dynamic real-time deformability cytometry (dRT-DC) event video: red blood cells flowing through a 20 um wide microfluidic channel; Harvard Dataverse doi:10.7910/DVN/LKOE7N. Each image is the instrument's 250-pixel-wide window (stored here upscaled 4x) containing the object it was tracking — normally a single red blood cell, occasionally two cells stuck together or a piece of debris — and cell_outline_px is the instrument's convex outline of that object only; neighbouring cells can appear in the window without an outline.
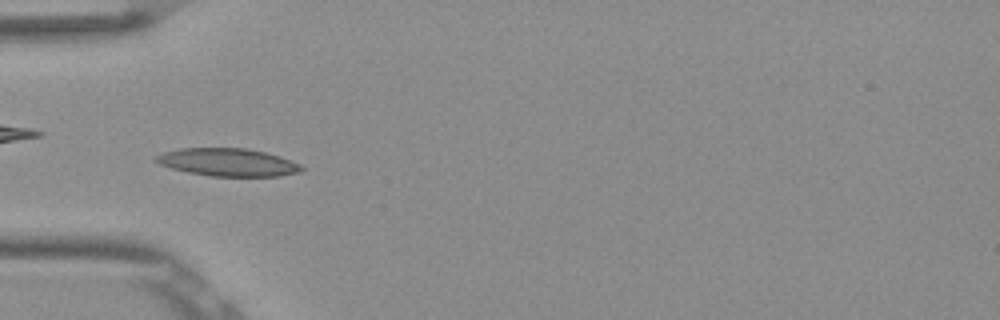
{"species": "Egyptian fruit bat (a non-hibernating species)", "species_latin": "Rousettus aegyptiacus", "temperature_condition": "room temperature", "stored_images_in_passage": 44, "camera_frame_rate_fps": 3000, "um_per_image_px": 0.085, "frame": {"image": 1, "passage_image": 8, "time_ms": 2.333, "image_size_px": [1000, 320], "cell_outline_px": [[304, 168], [300, 172], [280, 176], [212, 176], [188, 172], [172, 168], [160, 164], [152, 160], [156, 156], [164, 152], [180, 148], [248, 148], [280, 156], [300, 164]], "centroid_in_image_um": [19.37, 13.79], "position_along_channel_um": 65.6, "area_um2": 23.52}}
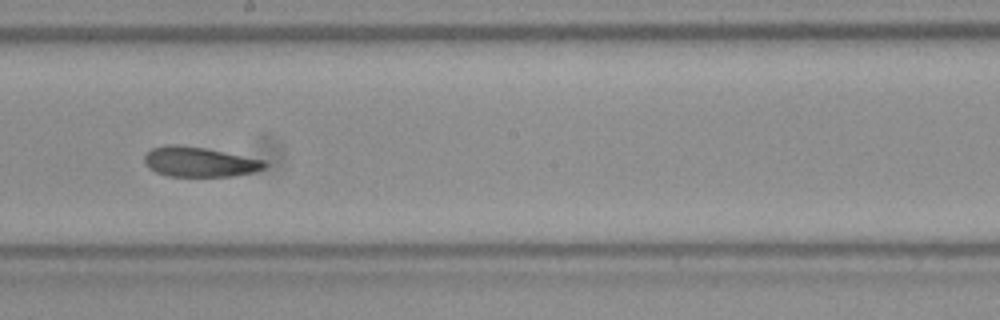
{"frame": {"image": 2, "passage_image": 21, "time_ms": 6.667, "image_size_px": [1000, 320], "cell_outline_px": [[268, 164], [264, 168], [252, 172], [232, 176], [168, 176], [156, 172], [148, 168], [144, 164], [144, 156], [152, 148], [164, 144], [180, 144], [204, 148], [268, 160]], "centroid_in_image_um": [16.94, 13.75], "position_along_channel_um": 231.3, "area_um2": 21.15}}
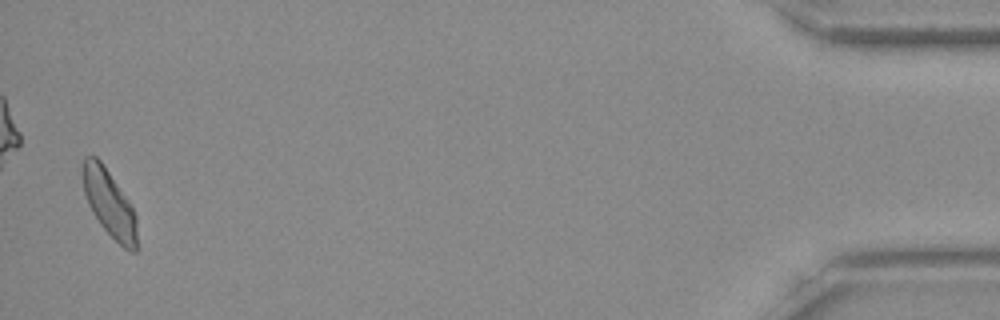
{"frame": {"image": 3, "passage_image": 43, "time_ms": 14.0, "image_size_px": [1000, 320], "cell_outline_px": [[140, 248], [136, 252], [132, 252], [124, 248], [100, 224], [92, 212], [88, 204], [84, 192], [80, 172], [80, 168], [84, 156], [96, 156], [100, 160], [132, 204], [136, 216]], "centroid_in_image_um": [9.31, 17.3], "position_along_channel_um": 425.9, "area_um2": 21.85}, "authors_computed_cell_mechanics": {"area_um2": 21.7617, "velocity_mm_per_s": 3.8302, "shape_relaxation_time_tau1_ms": 5.4039, "shape_relaxation_time_tau2_ms": 2.9428, "deformation_change_tau1": 0.1264, "deformation_change_tau2": 0.0946}}